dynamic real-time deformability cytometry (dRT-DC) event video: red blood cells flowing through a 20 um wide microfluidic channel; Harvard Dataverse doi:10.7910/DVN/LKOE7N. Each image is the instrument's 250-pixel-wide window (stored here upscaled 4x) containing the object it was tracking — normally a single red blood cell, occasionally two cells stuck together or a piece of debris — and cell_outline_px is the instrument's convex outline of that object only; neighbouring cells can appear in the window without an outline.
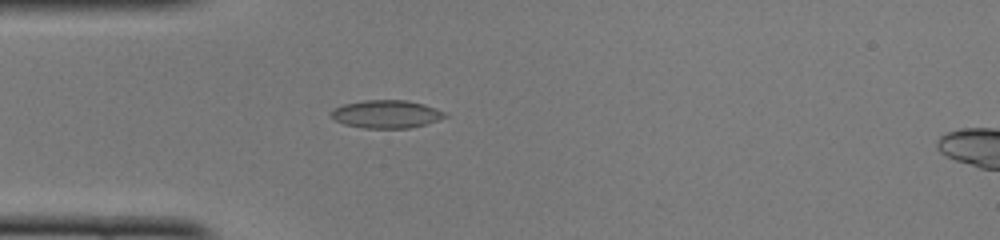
{"species": "common noctule bat (a hibernating species)", "species_latin": "Nyctalus noctula", "temperature_condition": "cold", "stored_images_in_passage": 48, "camera_frame_rate_fps": 3000, "um_per_image_px": 0.085, "animal": {"sex": "female", "body_mass_g": 22.0, "forearm_length_mm": 56.7}, "frame": {"image": 1, "passage_image": 13, "time_ms": 4.0, "image_size_px": [1000, 240], "cell_outline_px": [[448, 116], [424, 124], [408, 128], [364, 128], [344, 124], [336, 120], [332, 116], [332, 108], [344, 104], [364, 100], [408, 100], [424, 104], [444, 112]], "centroid_in_image_um": [32.82, 9.69], "position_along_channel_um": 52.2, "area_um2": 18.32}}
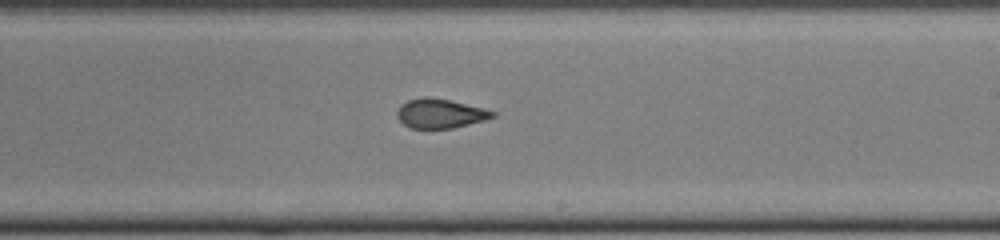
{"frame": {"image": 2, "passage_image": 28, "time_ms": 9.0, "image_size_px": [1000, 240], "cell_outline_px": [[496, 116], [484, 120], [452, 128], [408, 128], [396, 116], [396, 112], [400, 104], [408, 100], [424, 96], [428, 96], [448, 100], [484, 108], [496, 112]], "centroid_in_image_um": [37.38, 9.64], "position_along_channel_um": 251.6, "area_um2": 16.3}}
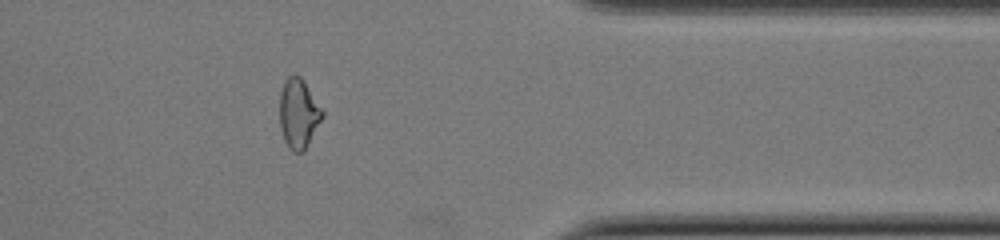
{"frame": {"image": 3, "passage_image": 39, "time_ms": 12.667, "image_size_px": [1000, 240], "cell_outline_px": [[324, 116], [304, 152], [292, 152], [288, 148], [284, 140], [280, 128], [280, 92], [284, 80], [288, 76], [300, 76], [324, 112]], "centroid_in_image_um": [25.37, 9.69], "position_along_channel_um": 386.0, "area_um2": 17.28}, "authors_computed_cell_mechanics": {"area_um2": 17.1955, "velocity_mm_per_s": 4.1143, "shape_relaxation_time_tau1_ms": null, "shape_relaxation_time_tau2_ms": 1.2102, "deformation_change_tau1": null, "deformation_change_tau2": 0.0726}}